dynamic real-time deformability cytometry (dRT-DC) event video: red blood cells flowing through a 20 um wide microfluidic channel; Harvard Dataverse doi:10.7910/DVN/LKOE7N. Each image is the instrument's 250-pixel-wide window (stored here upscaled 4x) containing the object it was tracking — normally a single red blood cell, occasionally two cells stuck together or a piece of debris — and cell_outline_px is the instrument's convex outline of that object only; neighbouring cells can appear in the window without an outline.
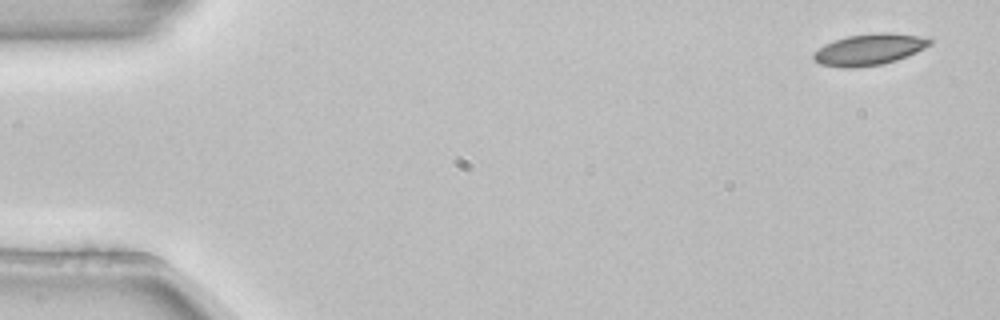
{"species": "common noctule bat (a hibernating species)", "species_latin": "Nyctalus noctula", "temperature_condition": "room temperature", "stored_images_in_passage": 7, "camera_frame_rate_fps": 3000, "um_per_image_px": 0.085, "animal": {"sex": "female", "body_mass_g": 22.7, "forearm_length_mm": 54.2}, "frame": {"image": 1, "passage_image": 1, "time_ms": 0.0, "image_size_px": [1000, 320], "cell_outline_px": [[932, 44], [916, 52], [896, 60], [884, 64], [852, 68], [844, 68], [820, 64], [812, 56], [812, 52], [824, 44], [848, 36], [872, 32], [888, 32], [920, 36], [932, 40]], "centroid_in_image_um": [73.87, 4.2], "position_along_channel_um": 11.1, "area_um2": 21.27}}
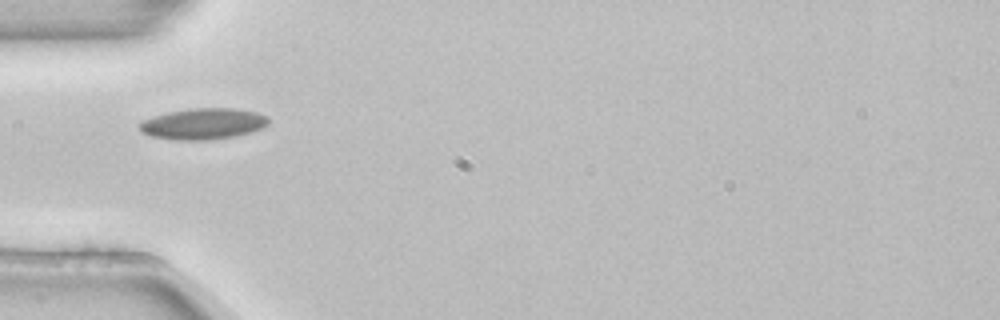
{"frame": {"image": 2, "passage_image": 4, "time_ms": 1.0, "image_size_px": [1000, 320], "cell_outline_px": [[268, 124], [252, 132], [236, 136], [208, 140], [176, 140], [148, 136], [140, 132], [140, 124], [144, 120], [168, 112], [192, 108], [236, 108], [256, 112], [268, 116]], "centroid_in_image_um": [17.28, 10.53], "position_along_channel_um": 67.7, "area_um2": 23.41}}